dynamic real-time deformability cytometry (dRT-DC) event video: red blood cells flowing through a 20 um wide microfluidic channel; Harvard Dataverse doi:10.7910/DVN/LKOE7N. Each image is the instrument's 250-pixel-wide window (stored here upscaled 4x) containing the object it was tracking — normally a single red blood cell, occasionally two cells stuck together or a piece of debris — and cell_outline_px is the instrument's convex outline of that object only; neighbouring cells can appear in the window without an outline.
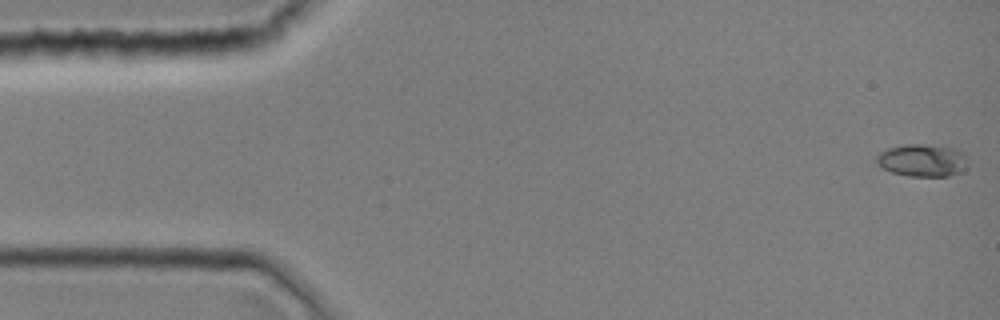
{"species": "common noctule bat (a hibernating species)", "species_latin": "Nyctalus noctula", "temperature_condition": "room temperature", "stored_images_in_passage": 3, "camera_frame_rate_fps": 3000, "um_per_image_px": 0.085, "animal": {"sex": "female", "body_mass_g": 19.0, "forearm_length_mm": 51.5}, "frame": {"image": 1, "passage_image": 1, "time_ms": 0.0, "image_size_px": [1000, 320], "cell_outline_px": [[964, 168], [960, 172], [948, 176], [908, 176], [892, 172], [880, 168], [876, 164], [876, 156], [880, 152], [888, 148], [904, 144], [920, 144], [956, 148], [964, 152]], "centroid_in_image_um": [78.33, 13.63], "position_along_channel_um": 6.7, "area_um2": 17.22}}